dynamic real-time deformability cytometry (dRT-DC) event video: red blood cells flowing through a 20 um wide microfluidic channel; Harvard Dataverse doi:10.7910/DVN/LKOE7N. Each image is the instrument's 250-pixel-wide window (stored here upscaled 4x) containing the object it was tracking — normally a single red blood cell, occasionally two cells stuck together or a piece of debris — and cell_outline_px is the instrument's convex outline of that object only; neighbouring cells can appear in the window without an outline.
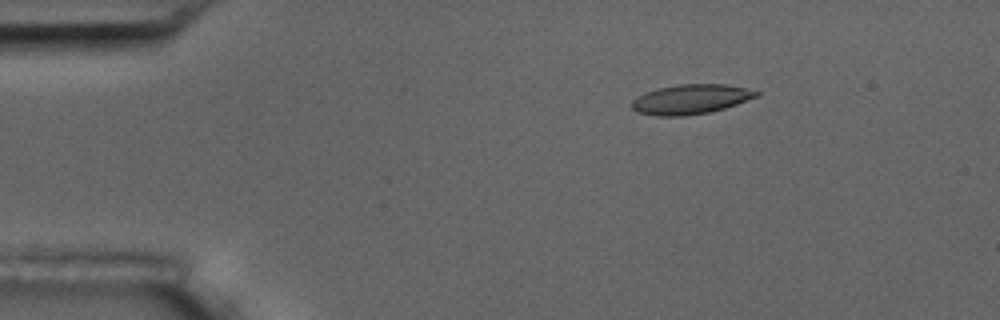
{"species": "common noctule bat (a hibernating species)", "species_latin": "Nyctalus noctula", "temperature_condition": "room temperature", "stored_images_in_passage": 48, "camera_frame_rate_fps": 3000, "um_per_image_px": 0.085, "animal": {"sex": "male", "body_mass_g": 17.5, "forearm_length_mm": 52.3}, "frame": {"image": 1, "passage_image": 1, "time_ms": 0.0, "image_size_px": [1000, 320], "cell_outline_px": [[760, 92], [756, 96], [736, 104], [724, 108], [708, 112], [684, 116], [656, 116], [636, 112], [632, 108], [632, 100], [636, 96], [644, 92], [676, 84], [724, 84], [744, 88]], "centroid_in_image_um": [58.64, 8.44], "position_along_channel_um": 26.4, "area_um2": 21.39}}
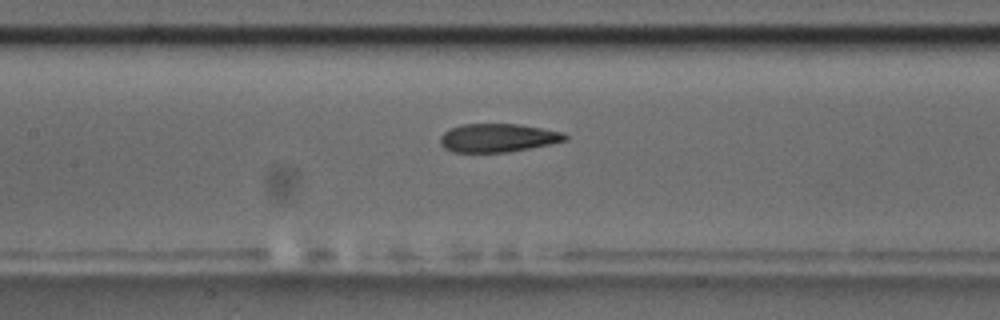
{"frame": {"image": 2, "passage_image": 18, "time_ms": 5.667, "image_size_px": [1000, 320], "cell_outline_px": [[568, 140], [552, 144], [508, 152], [452, 152], [444, 148], [440, 144], [440, 136], [448, 128], [460, 124], [516, 124], [564, 132], [568, 136]], "centroid_in_image_um": [42.3, 11.72], "position_along_channel_um": 165.1, "area_um2": 20.87}}
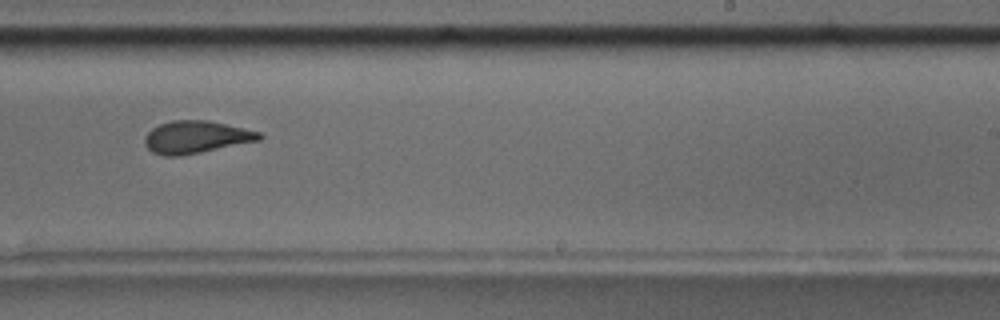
{"frame": {"image": 3, "passage_image": 27, "time_ms": 8.667, "image_size_px": [1000, 320], "cell_outline_px": [[264, 136], [260, 140], [180, 156], [164, 156], [152, 152], [144, 144], [144, 136], [152, 128], [160, 124], [172, 120], [208, 120], [244, 128], [260, 132]], "centroid_in_image_um": [16.64, 11.65], "position_along_channel_um": 272.4, "area_um2": 21.62}, "authors_computed_cell_mechanics": {"area_um2": 21.9062, "velocity_mm_per_s": 3.5899, "shape_relaxation_time_tau1_ms": null, "shape_relaxation_time_tau2_ms": 2.0833, "deformation_change_tau1": null, "deformation_change_tau2": 0.0908}}